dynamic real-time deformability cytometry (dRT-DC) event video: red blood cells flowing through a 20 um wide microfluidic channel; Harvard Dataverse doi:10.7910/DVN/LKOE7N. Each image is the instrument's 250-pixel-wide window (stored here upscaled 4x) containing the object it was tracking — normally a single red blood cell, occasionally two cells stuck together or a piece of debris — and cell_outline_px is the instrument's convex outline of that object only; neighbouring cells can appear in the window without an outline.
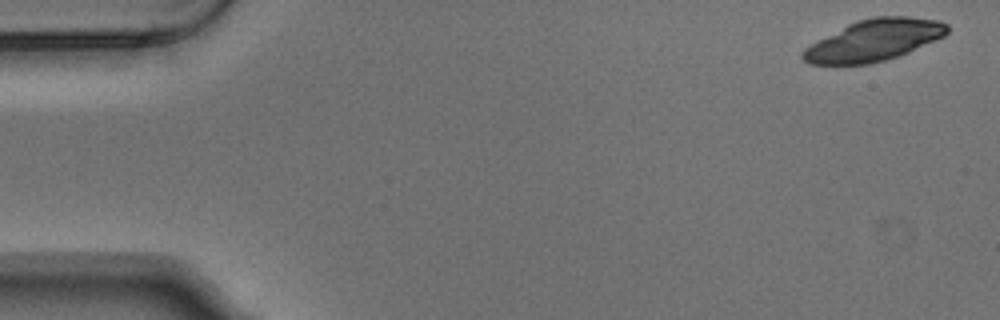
{"species": "Egyptian fruit bat (a non-hibernating species)", "species_latin": "Rousettus aegyptiacus", "temperature_condition": "warm", "stored_images_in_passage": 5, "segment_of_instrument_passage": [1, 2], "camera_frame_rate_fps": 3000, "um_per_image_px": 0.085, "animal": {"sex": "male"}, "frame": {"image": 1, "passage_image": 1, "time_ms": 0.0, "image_size_px": [1000, 320], "cell_outline_px": [[948, 32], [944, 36], [936, 40], [908, 52], [884, 60], [868, 64], [808, 64], [800, 56], [804, 48], [848, 24], [856, 20], [872, 16], [908, 16], [940, 20], [948, 24]], "centroid_in_image_um": [74.31, 3.41], "position_along_channel_um": 10.7, "area_um2": 34.68}}